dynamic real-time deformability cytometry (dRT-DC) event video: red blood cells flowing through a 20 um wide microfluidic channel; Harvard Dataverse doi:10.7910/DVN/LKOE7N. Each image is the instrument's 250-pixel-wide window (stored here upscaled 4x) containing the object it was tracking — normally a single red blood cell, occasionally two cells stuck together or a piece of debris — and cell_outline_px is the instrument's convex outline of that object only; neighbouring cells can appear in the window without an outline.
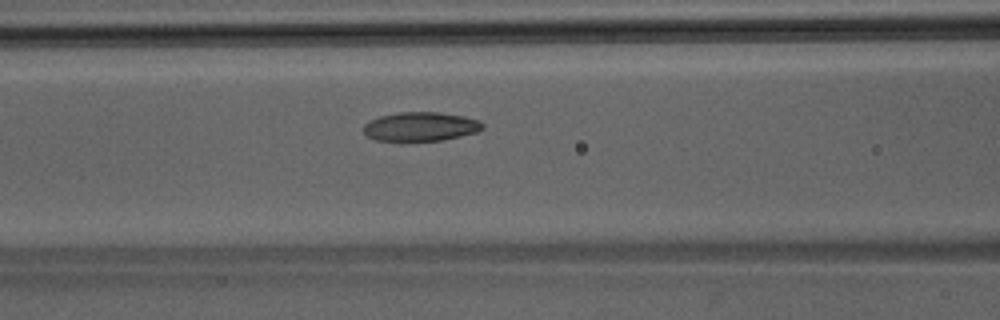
{"species": "Egyptian fruit bat (a non-hibernating species)", "species_latin": "Rousettus aegyptiacus", "temperature_condition": "room temperature", "stored_images_in_passage": 35, "camera_frame_rate_fps": 3000, "um_per_image_px": 0.085, "animal": {"sex": "male"}, "frame": {"image": 1, "passage_image": 11, "time_ms": 3.333, "image_size_px": [1000, 320], "cell_outline_px": [[484, 128], [476, 132], [444, 140], [376, 140], [368, 136], [364, 132], [364, 124], [368, 120], [380, 116], [400, 112], [440, 112], [464, 116], [480, 120], [484, 124]], "centroid_in_image_um": [35.78, 10.74], "position_along_channel_um": 130.8, "area_um2": 20.06}}
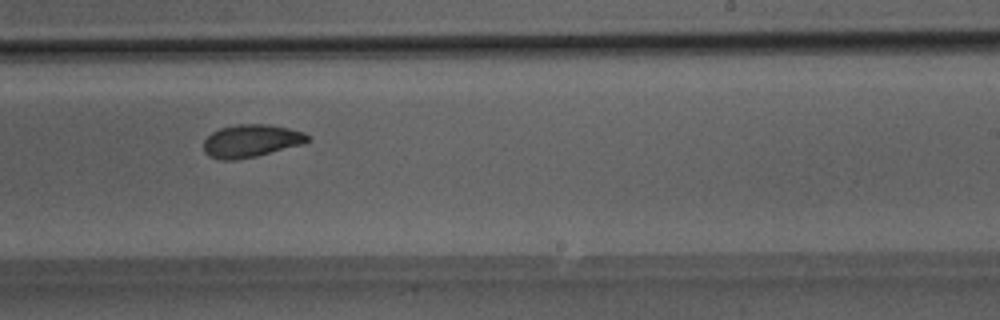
{"frame": {"image": 2, "passage_image": 20, "time_ms": 6.333, "image_size_px": [1000, 320], "cell_outline_px": [[312, 140], [304, 144], [256, 156], [236, 160], [220, 160], [208, 156], [204, 152], [204, 140], [212, 132], [220, 128], [236, 124], [268, 124], [288, 128], [304, 132], [312, 136]], "centroid_in_image_um": [21.38, 11.97], "position_along_channel_um": 267.6, "area_um2": 20.11}}
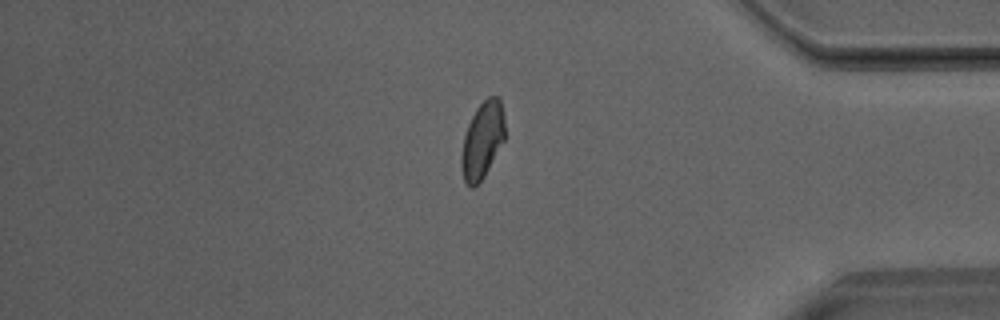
{"frame": {"image": 3, "passage_image": 30, "time_ms": 9.667, "image_size_px": [1000, 320], "cell_outline_px": [[504, 140], [484, 176], [472, 188], [468, 188], [464, 180], [460, 164], [460, 156], [464, 136], [468, 124], [476, 108], [488, 96], [496, 96], [500, 100], [504, 116]], "centroid_in_image_um": [40.98, 11.92], "position_along_channel_um": 394.2, "area_um2": 19.31}}